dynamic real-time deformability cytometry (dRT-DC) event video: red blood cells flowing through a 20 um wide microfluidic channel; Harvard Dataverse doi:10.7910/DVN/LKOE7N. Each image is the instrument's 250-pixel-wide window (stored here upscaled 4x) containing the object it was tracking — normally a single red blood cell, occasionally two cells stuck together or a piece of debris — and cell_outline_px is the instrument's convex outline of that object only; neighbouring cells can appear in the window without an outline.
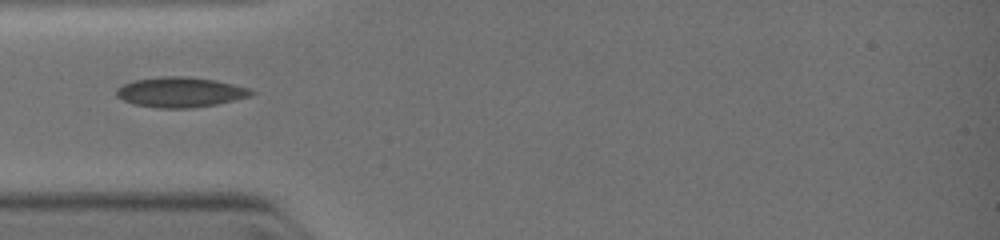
{"species": "common noctule bat (a hibernating species)", "species_latin": "Nyctalus noctula", "temperature_condition": "warm", "stored_images_in_passage": 1, "camera_frame_rate_fps": 3000, "um_per_image_px": 0.085, "animal": {"sex": "female", "body_mass_g": 19.0, "forearm_length_mm": 51.5}, "frame": {"image": 1, "passage_image": 1, "time_ms": 0.0, "image_size_px": [1000, 240], "cell_outline_px": [[256, 92], [252, 96], [216, 104], [188, 108], [160, 108], [136, 104], [124, 100], [116, 96], [116, 92], [124, 84], [136, 80], [168, 76], [184, 76], [212, 80], [232, 84], [248, 88]], "centroid_in_image_um": [15.36, 7.84], "position_along_channel_um": 69.6, "area_um2": 23.12}}